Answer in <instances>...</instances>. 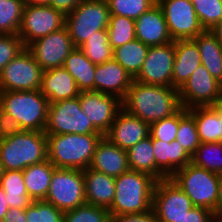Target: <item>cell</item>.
I'll use <instances>...</instances> for the list:
<instances>
[{"label": "cell", "mask_w": 222, "mask_h": 222, "mask_svg": "<svg viewBox=\"0 0 222 222\" xmlns=\"http://www.w3.org/2000/svg\"><path fill=\"white\" fill-rule=\"evenodd\" d=\"M122 108L151 124L177 113L182 105L177 89L134 80L122 100Z\"/></svg>", "instance_id": "6da1fadb"}, {"label": "cell", "mask_w": 222, "mask_h": 222, "mask_svg": "<svg viewBox=\"0 0 222 222\" xmlns=\"http://www.w3.org/2000/svg\"><path fill=\"white\" fill-rule=\"evenodd\" d=\"M47 159L56 168L85 170L90 167L100 133L46 134Z\"/></svg>", "instance_id": "7a4b0ae2"}, {"label": "cell", "mask_w": 222, "mask_h": 222, "mask_svg": "<svg viewBox=\"0 0 222 222\" xmlns=\"http://www.w3.org/2000/svg\"><path fill=\"white\" fill-rule=\"evenodd\" d=\"M157 180L142 172L129 170L115 177L114 201L110 216L144 213L152 209Z\"/></svg>", "instance_id": "3957f363"}, {"label": "cell", "mask_w": 222, "mask_h": 222, "mask_svg": "<svg viewBox=\"0 0 222 222\" xmlns=\"http://www.w3.org/2000/svg\"><path fill=\"white\" fill-rule=\"evenodd\" d=\"M47 160V137L44 131L23 130L0 139V162L3 170H24Z\"/></svg>", "instance_id": "277c9868"}, {"label": "cell", "mask_w": 222, "mask_h": 222, "mask_svg": "<svg viewBox=\"0 0 222 222\" xmlns=\"http://www.w3.org/2000/svg\"><path fill=\"white\" fill-rule=\"evenodd\" d=\"M0 108L11 115L23 130L45 131L49 102L39 89L0 91Z\"/></svg>", "instance_id": "5b68a950"}, {"label": "cell", "mask_w": 222, "mask_h": 222, "mask_svg": "<svg viewBox=\"0 0 222 222\" xmlns=\"http://www.w3.org/2000/svg\"><path fill=\"white\" fill-rule=\"evenodd\" d=\"M170 178L185 192L194 206L215 211L218 202L219 174L189 163Z\"/></svg>", "instance_id": "8992f818"}, {"label": "cell", "mask_w": 222, "mask_h": 222, "mask_svg": "<svg viewBox=\"0 0 222 222\" xmlns=\"http://www.w3.org/2000/svg\"><path fill=\"white\" fill-rule=\"evenodd\" d=\"M110 11L106 0H82L68 15L66 24L76 48H80L99 30H107Z\"/></svg>", "instance_id": "52a82bcc"}, {"label": "cell", "mask_w": 222, "mask_h": 222, "mask_svg": "<svg viewBox=\"0 0 222 222\" xmlns=\"http://www.w3.org/2000/svg\"><path fill=\"white\" fill-rule=\"evenodd\" d=\"M63 213L86 203L83 170L56 168L44 200Z\"/></svg>", "instance_id": "ba28073f"}, {"label": "cell", "mask_w": 222, "mask_h": 222, "mask_svg": "<svg viewBox=\"0 0 222 222\" xmlns=\"http://www.w3.org/2000/svg\"><path fill=\"white\" fill-rule=\"evenodd\" d=\"M45 134L99 133L81 110L79 97L50 103Z\"/></svg>", "instance_id": "9c48e42d"}, {"label": "cell", "mask_w": 222, "mask_h": 222, "mask_svg": "<svg viewBox=\"0 0 222 222\" xmlns=\"http://www.w3.org/2000/svg\"><path fill=\"white\" fill-rule=\"evenodd\" d=\"M66 16L49 4H25L18 35L27 47L33 41L65 27Z\"/></svg>", "instance_id": "30bf717a"}, {"label": "cell", "mask_w": 222, "mask_h": 222, "mask_svg": "<svg viewBox=\"0 0 222 222\" xmlns=\"http://www.w3.org/2000/svg\"><path fill=\"white\" fill-rule=\"evenodd\" d=\"M42 74V68L25 47L2 69L0 73V91H33L40 89Z\"/></svg>", "instance_id": "8fae6325"}, {"label": "cell", "mask_w": 222, "mask_h": 222, "mask_svg": "<svg viewBox=\"0 0 222 222\" xmlns=\"http://www.w3.org/2000/svg\"><path fill=\"white\" fill-rule=\"evenodd\" d=\"M173 41L194 39L204 31L190 0H157Z\"/></svg>", "instance_id": "7c38bea8"}, {"label": "cell", "mask_w": 222, "mask_h": 222, "mask_svg": "<svg viewBox=\"0 0 222 222\" xmlns=\"http://www.w3.org/2000/svg\"><path fill=\"white\" fill-rule=\"evenodd\" d=\"M193 207L191 199L171 178L156 182L152 210L157 222H173Z\"/></svg>", "instance_id": "4fadbf2b"}, {"label": "cell", "mask_w": 222, "mask_h": 222, "mask_svg": "<svg viewBox=\"0 0 222 222\" xmlns=\"http://www.w3.org/2000/svg\"><path fill=\"white\" fill-rule=\"evenodd\" d=\"M43 71L63 67L69 53L76 48L68 28L52 32L41 37L26 47Z\"/></svg>", "instance_id": "5bb4252c"}, {"label": "cell", "mask_w": 222, "mask_h": 222, "mask_svg": "<svg viewBox=\"0 0 222 222\" xmlns=\"http://www.w3.org/2000/svg\"><path fill=\"white\" fill-rule=\"evenodd\" d=\"M81 110L87 115L94 128L105 136L122 109V101L114 95L97 91H83L79 94Z\"/></svg>", "instance_id": "9a60e30c"}, {"label": "cell", "mask_w": 222, "mask_h": 222, "mask_svg": "<svg viewBox=\"0 0 222 222\" xmlns=\"http://www.w3.org/2000/svg\"><path fill=\"white\" fill-rule=\"evenodd\" d=\"M174 61V41L161 46H150L143 67L134 80L144 84L172 87Z\"/></svg>", "instance_id": "2e32d148"}, {"label": "cell", "mask_w": 222, "mask_h": 222, "mask_svg": "<svg viewBox=\"0 0 222 222\" xmlns=\"http://www.w3.org/2000/svg\"><path fill=\"white\" fill-rule=\"evenodd\" d=\"M182 107L211 106L221 94L220 82L202 64L178 90Z\"/></svg>", "instance_id": "e0dca14e"}, {"label": "cell", "mask_w": 222, "mask_h": 222, "mask_svg": "<svg viewBox=\"0 0 222 222\" xmlns=\"http://www.w3.org/2000/svg\"><path fill=\"white\" fill-rule=\"evenodd\" d=\"M150 135V124L123 108L117 113L109 132L105 135L113 144L128 150Z\"/></svg>", "instance_id": "ac0fdd59"}, {"label": "cell", "mask_w": 222, "mask_h": 222, "mask_svg": "<svg viewBox=\"0 0 222 222\" xmlns=\"http://www.w3.org/2000/svg\"><path fill=\"white\" fill-rule=\"evenodd\" d=\"M133 81L131 75L113 58L96 65L94 91L114 95L122 101Z\"/></svg>", "instance_id": "d6986e66"}, {"label": "cell", "mask_w": 222, "mask_h": 222, "mask_svg": "<svg viewBox=\"0 0 222 222\" xmlns=\"http://www.w3.org/2000/svg\"><path fill=\"white\" fill-rule=\"evenodd\" d=\"M136 39L150 46H161L173 42L162 8L156 3L135 20Z\"/></svg>", "instance_id": "ffe728a7"}, {"label": "cell", "mask_w": 222, "mask_h": 222, "mask_svg": "<svg viewBox=\"0 0 222 222\" xmlns=\"http://www.w3.org/2000/svg\"><path fill=\"white\" fill-rule=\"evenodd\" d=\"M156 159V180L170 178L177 170L191 163V156L177 141L171 143L152 139Z\"/></svg>", "instance_id": "44dd1931"}, {"label": "cell", "mask_w": 222, "mask_h": 222, "mask_svg": "<svg viewBox=\"0 0 222 222\" xmlns=\"http://www.w3.org/2000/svg\"><path fill=\"white\" fill-rule=\"evenodd\" d=\"M90 168L112 177H118L130 170L127 151L103 136L96 146Z\"/></svg>", "instance_id": "7402d4cb"}, {"label": "cell", "mask_w": 222, "mask_h": 222, "mask_svg": "<svg viewBox=\"0 0 222 222\" xmlns=\"http://www.w3.org/2000/svg\"><path fill=\"white\" fill-rule=\"evenodd\" d=\"M40 92L50 103H56L79 96L80 90L74 78L64 67L43 71Z\"/></svg>", "instance_id": "603a6c76"}, {"label": "cell", "mask_w": 222, "mask_h": 222, "mask_svg": "<svg viewBox=\"0 0 222 222\" xmlns=\"http://www.w3.org/2000/svg\"><path fill=\"white\" fill-rule=\"evenodd\" d=\"M174 46L175 61L172 73V87L179 90L201 65V56L193 39L174 41Z\"/></svg>", "instance_id": "cb8c5ba5"}, {"label": "cell", "mask_w": 222, "mask_h": 222, "mask_svg": "<svg viewBox=\"0 0 222 222\" xmlns=\"http://www.w3.org/2000/svg\"><path fill=\"white\" fill-rule=\"evenodd\" d=\"M87 204L109 209L114 201L115 177L90 167L83 170Z\"/></svg>", "instance_id": "d4e9b609"}, {"label": "cell", "mask_w": 222, "mask_h": 222, "mask_svg": "<svg viewBox=\"0 0 222 222\" xmlns=\"http://www.w3.org/2000/svg\"><path fill=\"white\" fill-rule=\"evenodd\" d=\"M199 49L201 64L217 81H222V46L211 30H204L193 39Z\"/></svg>", "instance_id": "484cf974"}, {"label": "cell", "mask_w": 222, "mask_h": 222, "mask_svg": "<svg viewBox=\"0 0 222 222\" xmlns=\"http://www.w3.org/2000/svg\"><path fill=\"white\" fill-rule=\"evenodd\" d=\"M194 117L201 143L222 142V117L212 106L187 109Z\"/></svg>", "instance_id": "4316f807"}, {"label": "cell", "mask_w": 222, "mask_h": 222, "mask_svg": "<svg viewBox=\"0 0 222 222\" xmlns=\"http://www.w3.org/2000/svg\"><path fill=\"white\" fill-rule=\"evenodd\" d=\"M55 169L56 167L47 159L42 163L30 165L23 170L24 184L28 195L34 201L45 200Z\"/></svg>", "instance_id": "83f0119b"}, {"label": "cell", "mask_w": 222, "mask_h": 222, "mask_svg": "<svg viewBox=\"0 0 222 222\" xmlns=\"http://www.w3.org/2000/svg\"><path fill=\"white\" fill-rule=\"evenodd\" d=\"M63 67L74 78L81 92L94 91L96 65L89 61L80 48H74L69 53Z\"/></svg>", "instance_id": "f1b7e54d"}, {"label": "cell", "mask_w": 222, "mask_h": 222, "mask_svg": "<svg viewBox=\"0 0 222 222\" xmlns=\"http://www.w3.org/2000/svg\"><path fill=\"white\" fill-rule=\"evenodd\" d=\"M0 185L9 208L26 209L34 201L24 184L23 170H3Z\"/></svg>", "instance_id": "f546056e"}, {"label": "cell", "mask_w": 222, "mask_h": 222, "mask_svg": "<svg viewBox=\"0 0 222 222\" xmlns=\"http://www.w3.org/2000/svg\"><path fill=\"white\" fill-rule=\"evenodd\" d=\"M149 46L138 39H134L113 49V59L116 60L133 79L137 77L143 67Z\"/></svg>", "instance_id": "4dcf8cb0"}, {"label": "cell", "mask_w": 222, "mask_h": 222, "mask_svg": "<svg viewBox=\"0 0 222 222\" xmlns=\"http://www.w3.org/2000/svg\"><path fill=\"white\" fill-rule=\"evenodd\" d=\"M127 158L130 170L146 173L156 179V159L150 135L128 149Z\"/></svg>", "instance_id": "1f68e13d"}, {"label": "cell", "mask_w": 222, "mask_h": 222, "mask_svg": "<svg viewBox=\"0 0 222 222\" xmlns=\"http://www.w3.org/2000/svg\"><path fill=\"white\" fill-rule=\"evenodd\" d=\"M191 163L221 175L222 142L201 143L191 156Z\"/></svg>", "instance_id": "d6a6232c"}, {"label": "cell", "mask_w": 222, "mask_h": 222, "mask_svg": "<svg viewBox=\"0 0 222 222\" xmlns=\"http://www.w3.org/2000/svg\"><path fill=\"white\" fill-rule=\"evenodd\" d=\"M80 49L95 65L103 64L113 57V48L110 45L107 30H99L94 33Z\"/></svg>", "instance_id": "836d02e7"}, {"label": "cell", "mask_w": 222, "mask_h": 222, "mask_svg": "<svg viewBox=\"0 0 222 222\" xmlns=\"http://www.w3.org/2000/svg\"><path fill=\"white\" fill-rule=\"evenodd\" d=\"M24 6V0H0V35L18 34Z\"/></svg>", "instance_id": "e575fe53"}, {"label": "cell", "mask_w": 222, "mask_h": 222, "mask_svg": "<svg viewBox=\"0 0 222 222\" xmlns=\"http://www.w3.org/2000/svg\"><path fill=\"white\" fill-rule=\"evenodd\" d=\"M107 33L113 49L136 39L135 20L118 15H110Z\"/></svg>", "instance_id": "d590c367"}, {"label": "cell", "mask_w": 222, "mask_h": 222, "mask_svg": "<svg viewBox=\"0 0 222 222\" xmlns=\"http://www.w3.org/2000/svg\"><path fill=\"white\" fill-rule=\"evenodd\" d=\"M176 140L192 156L201 144L194 117L187 109L182 107L179 110V127Z\"/></svg>", "instance_id": "8d00e7d4"}, {"label": "cell", "mask_w": 222, "mask_h": 222, "mask_svg": "<svg viewBox=\"0 0 222 222\" xmlns=\"http://www.w3.org/2000/svg\"><path fill=\"white\" fill-rule=\"evenodd\" d=\"M110 15H118L136 20L152 8L157 0H106Z\"/></svg>", "instance_id": "74e56055"}, {"label": "cell", "mask_w": 222, "mask_h": 222, "mask_svg": "<svg viewBox=\"0 0 222 222\" xmlns=\"http://www.w3.org/2000/svg\"><path fill=\"white\" fill-rule=\"evenodd\" d=\"M63 222H111L108 209L87 204L64 212Z\"/></svg>", "instance_id": "f35d334b"}, {"label": "cell", "mask_w": 222, "mask_h": 222, "mask_svg": "<svg viewBox=\"0 0 222 222\" xmlns=\"http://www.w3.org/2000/svg\"><path fill=\"white\" fill-rule=\"evenodd\" d=\"M192 3L204 30H212L222 19V0H193Z\"/></svg>", "instance_id": "ab89813d"}, {"label": "cell", "mask_w": 222, "mask_h": 222, "mask_svg": "<svg viewBox=\"0 0 222 222\" xmlns=\"http://www.w3.org/2000/svg\"><path fill=\"white\" fill-rule=\"evenodd\" d=\"M64 213L44 200L33 201L26 208L27 222H63Z\"/></svg>", "instance_id": "60d3db41"}, {"label": "cell", "mask_w": 222, "mask_h": 222, "mask_svg": "<svg viewBox=\"0 0 222 222\" xmlns=\"http://www.w3.org/2000/svg\"><path fill=\"white\" fill-rule=\"evenodd\" d=\"M179 127V111L170 117L163 118L150 124V136L152 139L171 143L176 140Z\"/></svg>", "instance_id": "b9f144b4"}, {"label": "cell", "mask_w": 222, "mask_h": 222, "mask_svg": "<svg viewBox=\"0 0 222 222\" xmlns=\"http://www.w3.org/2000/svg\"><path fill=\"white\" fill-rule=\"evenodd\" d=\"M25 48L18 34L0 35V73Z\"/></svg>", "instance_id": "7bdbcfd3"}, {"label": "cell", "mask_w": 222, "mask_h": 222, "mask_svg": "<svg viewBox=\"0 0 222 222\" xmlns=\"http://www.w3.org/2000/svg\"><path fill=\"white\" fill-rule=\"evenodd\" d=\"M22 131L19 123L0 108V139L19 134Z\"/></svg>", "instance_id": "ee69618b"}, {"label": "cell", "mask_w": 222, "mask_h": 222, "mask_svg": "<svg viewBox=\"0 0 222 222\" xmlns=\"http://www.w3.org/2000/svg\"><path fill=\"white\" fill-rule=\"evenodd\" d=\"M212 213L207 208L194 206L191 210L186 211V214L173 220V222H210Z\"/></svg>", "instance_id": "f6af8a7d"}, {"label": "cell", "mask_w": 222, "mask_h": 222, "mask_svg": "<svg viewBox=\"0 0 222 222\" xmlns=\"http://www.w3.org/2000/svg\"><path fill=\"white\" fill-rule=\"evenodd\" d=\"M111 222H157V219L151 209L144 213L112 216Z\"/></svg>", "instance_id": "bcb514c9"}, {"label": "cell", "mask_w": 222, "mask_h": 222, "mask_svg": "<svg viewBox=\"0 0 222 222\" xmlns=\"http://www.w3.org/2000/svg\"><path fill=\"white\" fill-rule=\"evenodd\" d=\"M81 2L82 0H49V5L66 16L70 14Z\"/></svg>", "instance_id": "7dc6e473"}, {"label": "cell", "mask_w": 222, "mask_h": 222, "mask_svg": "<svg viewBox=\"0 0 222 222\" xmlns=\"http://www.w3.org/2000/svg\"><path fill=\"white\" fill-rule=\"evenodd\" d=\"M2 222H27L26 209L9 208Z\"/></svg>", "instance_id": "c3c4849f"}, {"label": "cell", "mask_w": 222, "mask_h": 222, "mask_svg": "<svg viewBox=\"0 0 222 222\" xmlns=\"http://www.w3.org/2000/svg\"><path fill=\"white\" fill-rule=\"evenodd\" d=\"M8 210H9V206L6 202L5 191L0 185V222L3 221L4 216L6 215Z\"/></svg>", "instance_id": "681fc988"}, {"label": "cell", "mask_w": 222, "mask_h": 222, "mask_svg": "<svg viewBox=\"0 0 222 222\" xmlns=\"http://www.w3.org/2000/svg\"><path fill=\"white\" fill-rule=\"evenodd\" d=\"M217 37L219 44L222 46V19L211 30Z\"/></svg>", "instance_id": "f907efd6"}, {"label": "cell", "mask_w": 222, "mask_h": 222, "mask_svg": "<svg viewBox=\"0 0 222 222\" xmlns=\"http://www.w3.org/2000/svg\"><path fill=\"white\" fill-rule=\"evenodd\" d=\"M214 212L222 213V174L220 175L218 202H217V206Z\"/></svg>", "instance_id": "816d5d0a"}, {"label": "cell", "mask_w": 222, "mask_h": 222, "mask_svg": "<svg viewBox=\"0 0 222 222\" xmlns=\"http://www.w3.org/2000/svg\"><path fill=\"white\" fill-rule=\"evenodd\" d=\"M211 106L218 113V115L222 117V93L216 98Z\"/></svg>", "instance_id": "f5cc1de1"}, {"label": "cell", "mask_w": 222, "mask_h": 222, "mask_svg": "<svg viewBox=\"0 0 222 222\" xmlns=\"http://www.w3.org/2000/svg\"><path fill=\"white\" fill-rule=\"evenodd\" d=\"M25 4H39V5H45L49 4V0H24Z\"/></svg>", "instance_id": "db71d44e"}, {"label": "cell", "mask_w": 222, "mask_h": 222, "mask_svg": "<svg viewBox=\"0 0 222 222\" xmlns=\"http://www.w3.org/2000/svg\"><path fill=\"white\" fill-rule=\"evenodd\" d=\"M210 222H222V213L213 212Z\"/></svg>", "instance_id": "11a10c76"}, {"label": "cell", "mask_w": 222, "mask_h": 222, "mask_svg": "<svg viewBox=\"0 0 222 222\" xmlns=\"http://www.w3.org/2000/svg\"><path fill=\"white\" fill-rule=\"evenodd\" d=\"M2 171H3V169H2V166H1V162H0V180H1Z\"/></svg>", "instance_id": "9f6ffc18"}, {"label": "cell", "mask_w": 222, "mask_h": 222, "mask_svg": "<svg viewBox=\"0 0 222 222\" xmlns=\"http://www.w3.org/2000/svg\"><path fill=\"white\" fill-rule=\"evenodd\" d=\"M220 88H221V93H222V81L220 82Z\"/></svg>", "instance_id": "6f0895ef"}]
</instances>
